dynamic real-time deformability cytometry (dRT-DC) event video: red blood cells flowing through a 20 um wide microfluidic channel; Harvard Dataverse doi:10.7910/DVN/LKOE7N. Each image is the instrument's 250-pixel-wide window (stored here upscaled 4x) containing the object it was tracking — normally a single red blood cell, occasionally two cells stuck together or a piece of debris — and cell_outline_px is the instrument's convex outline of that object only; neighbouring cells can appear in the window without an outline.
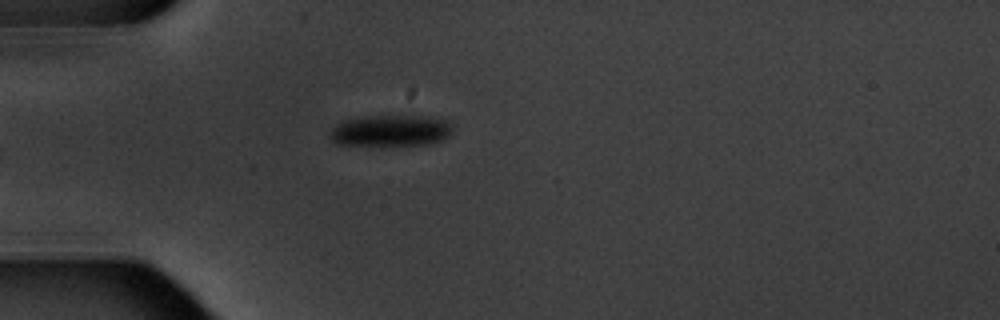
{"species": "common noctule bat (a hibernating species)", "species_latin": "Nyctalus noctula", "temperature_condition": "warm", "stored_images_in_passage": 5, "camera_frame_rate_fps": 3000, "um_per_image_px": 0.085, "animal": {"sex": "male", "body_mass_g": 20.1, "forearm_length_mm": 53.5}, "frame": {"image": 1, "passage_image": 5, "time_ms": 5.0, "image_size_px": [1000, 320], "cell_outline_px": [[452, 132], [444, 140], [428, 144], [392, 148], [380, 148], [336, 144], [328, 136], [332, 128], [336, 124], [344, 120], [372, 116], [420, 116], [448, 120], [452, 124]], "centroid_in_image_um": [33.19, 11.17], "position_along_channel_um": 51.8, "area_um2": 23.58}}